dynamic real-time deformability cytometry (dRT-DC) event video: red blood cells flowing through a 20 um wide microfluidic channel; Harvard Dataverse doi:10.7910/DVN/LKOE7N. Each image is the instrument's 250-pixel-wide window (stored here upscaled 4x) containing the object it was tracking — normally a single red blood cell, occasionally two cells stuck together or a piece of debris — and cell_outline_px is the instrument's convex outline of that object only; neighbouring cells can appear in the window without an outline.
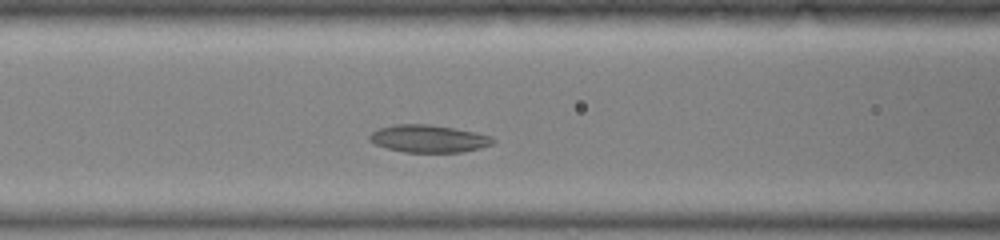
{"species": "common noctule bat (a hibernating species)", "species_latin": "Nyctalus noctula", "temperature_condition": "warm", "stored_images_in_passage": 26, "camera_frame_rate_fps": 3000, "um_per_image_px": 0.085, "animal": {"sex": "female", "body_mass_g": 19.0, "forearm_length_mm": 51.5}, "frame": {"image": 1, "passage_image": 9, "time_ms": 2.667, "image_size_px": [1000, 240], "cell_outline_px": [[496, 140], [492, 144], [480, 148], [464, 152], [404, 152], [388, 148], [376, 144], [368, 140], [368, 136], [372, 132], [380, 128], [396, 124], [432, 124], [492, 136]], "centroid_in_image_um": [36.43, 11.79], "position_along_channel_um": 130.2, "area_um2": 19.65}}
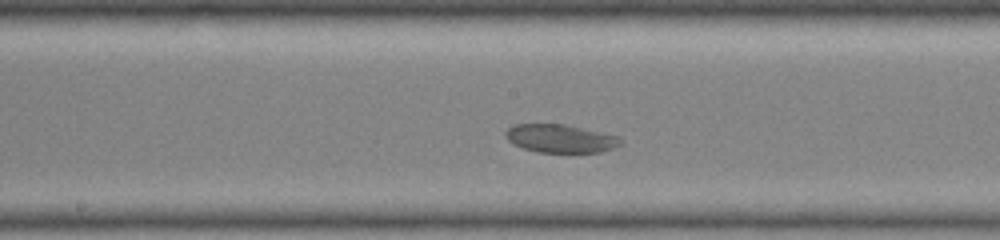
{"frame": {"image": 2, "passage_image": 13, "time_ms": 4.0, "image_size_px": [1000, 240], "cell_outline_px": [[624, 144], [600, 152], [540, 152], [524, 148], [512, 144], [504, 136], [504, 132], [512, 124], [564, 124], [620, 136], [624, 140]], "centroid_in_image_um": [47.65, 11.77], "position_along_channel_um": 200.6, "area_um2": 19.07}}
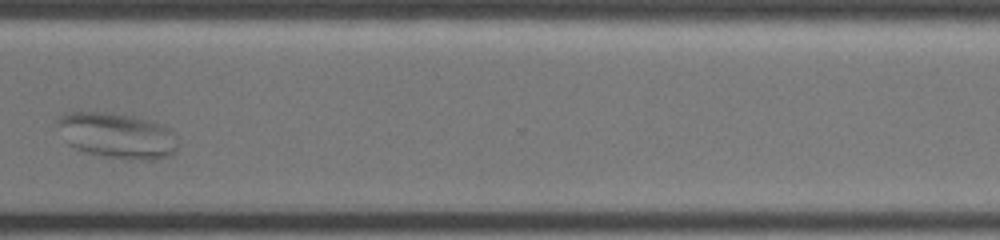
{"frame": {"image": 3, "passage_image": 22, "time_ms": 7.0, "image_size_px": [1000, 240], "cell_outline_px": [[180, 144], [176, 152], [172, 156], [148, 160], [128, 160], [104, 156], [84, 152], [68, 144], [56, 124], [56, 120], [64, 112], [120, 112], [152, 120], [172, 128]], "centroid_in_image_um": [10.02, 11.51], "position_along_channel_um": 360.6, "area_um2": 33.0}}